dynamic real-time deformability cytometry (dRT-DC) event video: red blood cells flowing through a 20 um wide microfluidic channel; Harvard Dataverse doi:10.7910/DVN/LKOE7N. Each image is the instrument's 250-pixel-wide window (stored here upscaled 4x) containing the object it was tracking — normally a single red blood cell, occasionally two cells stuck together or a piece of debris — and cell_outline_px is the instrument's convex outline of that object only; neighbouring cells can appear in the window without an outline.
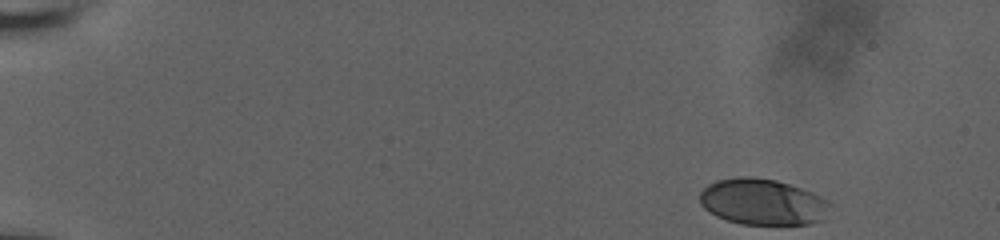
{"species": "human", "species_latin": "Homo sapiens", "temperature_condition": "room temperature", "stored_images_in_passage": 81, "camera_frame_rate_fps": 3000, "um_per_image_px": 0.085, "donor": {"sex": "male"}, "frame": {"image": 1, "passage_image": 1, "time_ms": 0.0, "image_size_px": [1000, 240], "cell_outline_px": [[828, 204], [824, 220], [812, 224], [740, 224], [716, 216], [704, 208], [700, 204], [700, 192], [708, 184], [716, 180], [736, 176], [752, 176], [776, 180], [812, 192], [828, 200]], "centroid_in_image_um": [64.79, 17.15], "position_along_channel_um": 20.2, "area_um2": 35.03}}
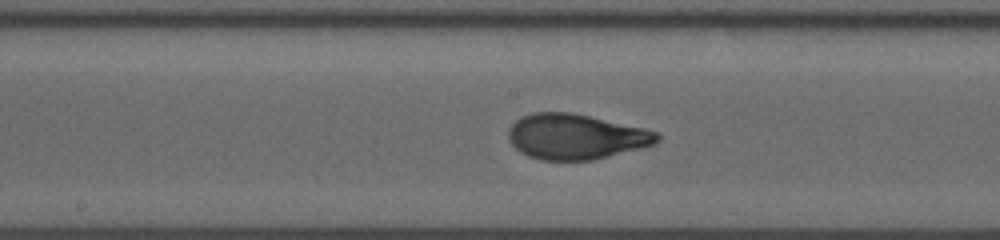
{"frame": {"image": 2, "passage_image": 42, "time_ms": 8.667, "image_size_px": [1000, 240], "cell_outline_px": [[660, 140], [652, 144], [640, 148], [592, 160], [540, 160], [528, 156], [520, 152], [508, 140], [508, 128], [520, 116], [532, 112], [572, 112], [644, 128], [656, 132], [660, 136]], "centroid_in_image_um": [48.89, 11.6], "position_along_channel_um": 199.3, "area_um2": 39.25}}
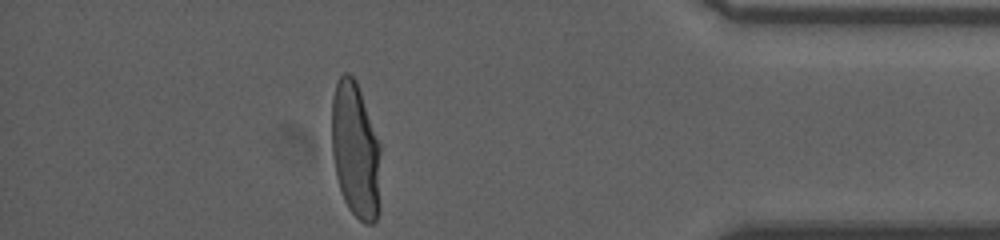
{"frame": {"image": 3, "passage_image": 79, "time_ms": 15.0, "image_size_px": [1000, 240], "cell_outline_px": [[380, 212], [376, 220], [372, 224], [364, 224], [348, 208], [344, 200], [336, 176], [332, 152], [332, 96], [336, 84], [340, 76], [344, 72], [348, 72], [356, 80], [380, 144]], "centroid_in_image_um": [30.23, 12.82], "position_along_channel_um": 405.0, "area_um2": 39.13}, "authors_computed_cell_mechanics": {"area_um2": 38.6104, "velocity_mm_per_s": 3.764, "shape_relaxation_time_tau1_ms": 4.0949, "shape_relaxation_time_tau2_ms": null, "deformation_change_tau1": 0.2026, "deformation_change_tau2": null}}